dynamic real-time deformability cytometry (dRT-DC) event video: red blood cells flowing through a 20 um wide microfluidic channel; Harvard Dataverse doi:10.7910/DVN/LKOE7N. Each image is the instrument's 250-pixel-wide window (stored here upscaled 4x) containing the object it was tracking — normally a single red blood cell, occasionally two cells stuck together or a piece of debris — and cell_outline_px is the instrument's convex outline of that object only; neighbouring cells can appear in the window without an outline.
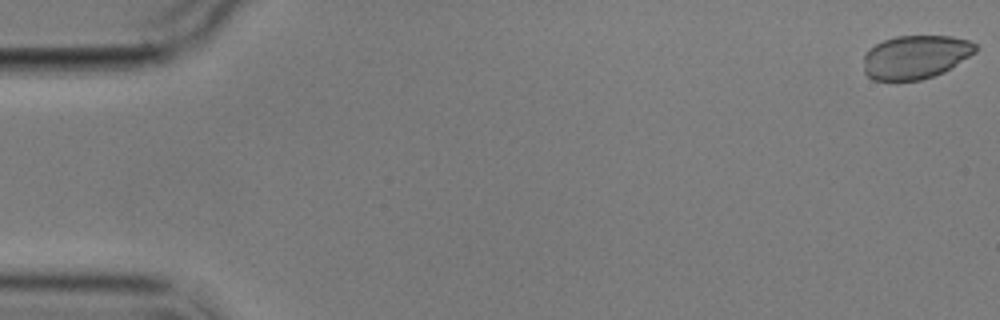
{"species": "common noctule bat (a hibernating species)", "species_latin": "Nyctalus noctula", "temperature_condition": "cold", "stored_images_in_passage": 6, "camera_frame_rate_fps": 3000, "um_per_image_px": 0.085, "animal": {"sex": "male", "body_mass_g": 17.9}, "frame": {"image": 1, "passage_image": 1, "time_ms": 0.0, "image_size_px": [1000, 320], "cell_outline_px": [[980, 48], [976, 52], [944, 72], [920, 80], [896, 84], [872, 80], [864, 72], [864, 56], [868, 48], [884, 40], [896, 36], [952, 36], [968, 40], [976, 44]], "centroid_in_image_um": [77.78, 4.89], "position_along_channel_um": 7.2, "area_um2": 29.19}}
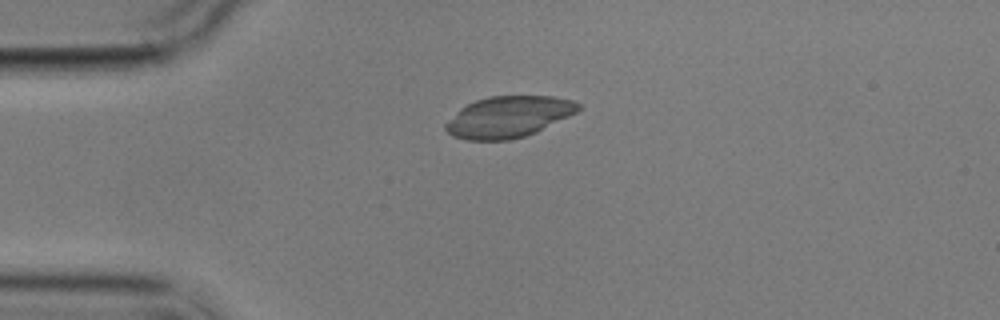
{"frame": {"image": 2, "passage_image": 5, "time_ms": 4.333, "image_size_px": [1000, 320], "cell_outline_px": [[580, 108], [576, 112], [536, 132], [524, 136], [508, 140], [468, 140], [452, 136], [444, 128], [444, 124], [460, 108], [476, 100], [488, 96], [552, 96], [572, 100], [580, 104]], "centroid_in_image_um": [43.19, 9.93], "position_along_channel_um": 41.8, "area_um2": 31.67}}